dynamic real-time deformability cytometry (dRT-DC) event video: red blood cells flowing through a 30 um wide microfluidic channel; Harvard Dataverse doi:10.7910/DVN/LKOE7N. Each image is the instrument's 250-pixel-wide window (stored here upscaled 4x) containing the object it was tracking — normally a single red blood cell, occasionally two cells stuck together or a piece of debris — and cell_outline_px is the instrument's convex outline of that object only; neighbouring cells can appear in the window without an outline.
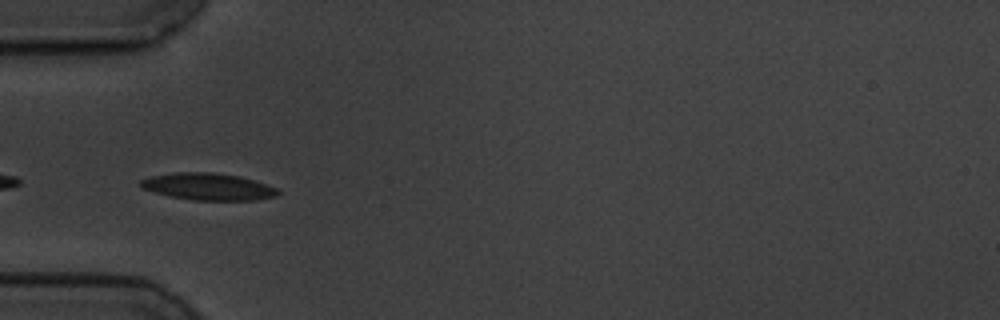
{"species": "common noctule bat (a hibernating species)", "species_latin": "Nyctalus noctula", "temperature_condition": "cold", "stored_images_in_passage": 42, "camera_frame_rate_fps": 3000, "um_per_image_px": 0.085, "animal": {"sex": "male", "body_mass_g": 19.5, "forearm_length_mm": 54.6}, "frame": {"image": 1, "passage_image": 2, "time_ms": 0.333, "image_size_px": [1000, 320], "cell_outline_px": [[280, 192], [276, 196], [256, 200], [192, 200], [168, 196], [140, 188], [140, 180], [152, 176], [176, 172], [212, 172], [240, 176], [256, 180], [276, 188]], "centroid_in_image_um": [17.69, 15.86], "position_along_channel_um": 67.3, "area_um2": 21.68}}
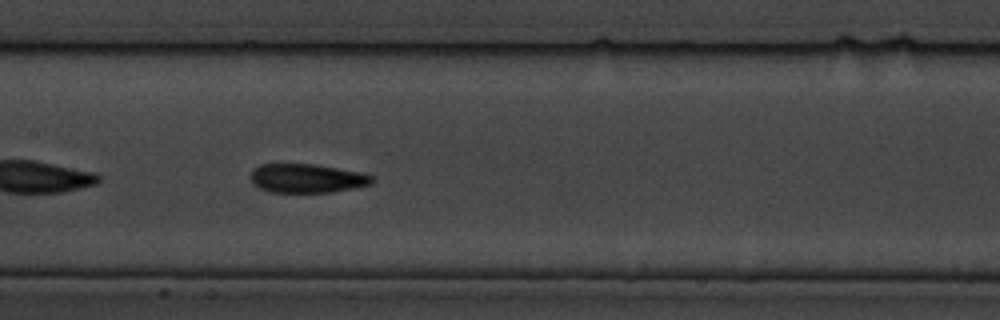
{"frame": {"image": 2, "passage_image": 12, "time_ms": 3.667, "image_size_px": [1000, 320], "cell_outline_px": [[376, 180], [372, 184], [356, 188], [332, 192], [268, 192], [252, 184], [252, 172], [260, 164], [316, 164], [360, 172], [376, 176]], "centroid_in_image_um": [26.17, 15.16], "position_along_channel_um": 181.2, "area_um2": 20.63}}
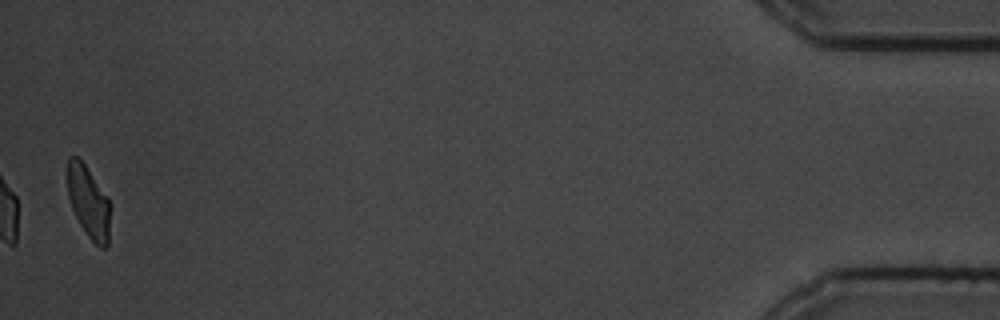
{"frame": {"image": 3, "passage_image": 41, "time_ms": 13.333, "image_size_px": [1000, 320], "cell_outline_px": [[112, 204], [108, 244], [104, 248], [100, 248], [88, 236], [80, 224], [72, 208], [68, 196], [68, 156], [76, 156], [84, 164], [108, 196]], "centroid_in_image_um": [7.58, 17.19], "position_along_channel_um": 427.6, "area_um2": 18.09}, "authors_computed_cell_mechanics": {"area_um2": 20.5768, "velocity_mm_per_s": 3.4433, "shape_relaxation_time_tau1_ms": 10.6951, "shape_relaxation_time_tau2_ms": 3.3941, "deformation_change_tau1": 0.2109, "deformation_change_tau2": 0.0837}}